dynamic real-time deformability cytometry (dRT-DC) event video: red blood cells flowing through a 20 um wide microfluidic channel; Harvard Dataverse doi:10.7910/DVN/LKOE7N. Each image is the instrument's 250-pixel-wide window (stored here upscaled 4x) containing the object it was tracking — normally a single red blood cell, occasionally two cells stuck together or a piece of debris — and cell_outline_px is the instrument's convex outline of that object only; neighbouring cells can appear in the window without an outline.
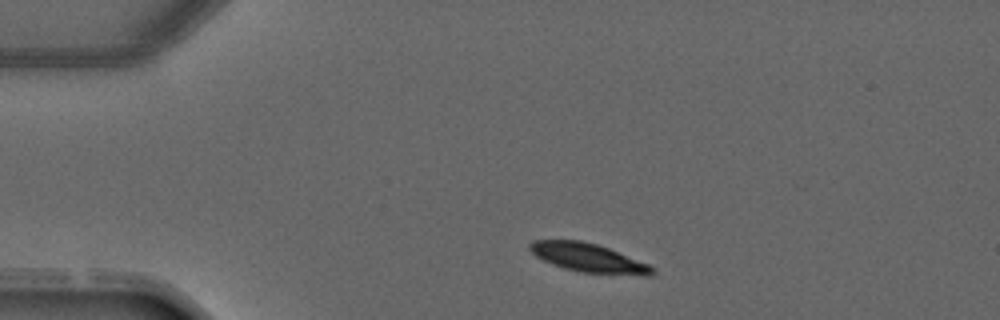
{"species": "common noctule bat (a hibernating species)", "species_latin": "Nyctalus noctula", "temperature_condition": "warm", "stored_images_in_passage": 5, "camera_frame_rate_fps": 3000, "um_per_image_px": 0.085, "animal": {"sex": "male", "forearm_length_mm": 52.5}, "frame": {"image": 1, "passage_image": 1, "time_ms": 0.0, "image_size_px": [1000, 320], "cell_outline_px": [[656, 268], [652, 276], [644, 276], [580, 272], [564, 268], [552, 264], [536, 256], [528, 248], [528, 244], [532, 240], [580, 240], [596, 244], [608, 248], [648, 264]], "centroid_in_image_um": [50.02, 21.92], "position_along_channel_um": 35.0, "area_um2": 20.52}}
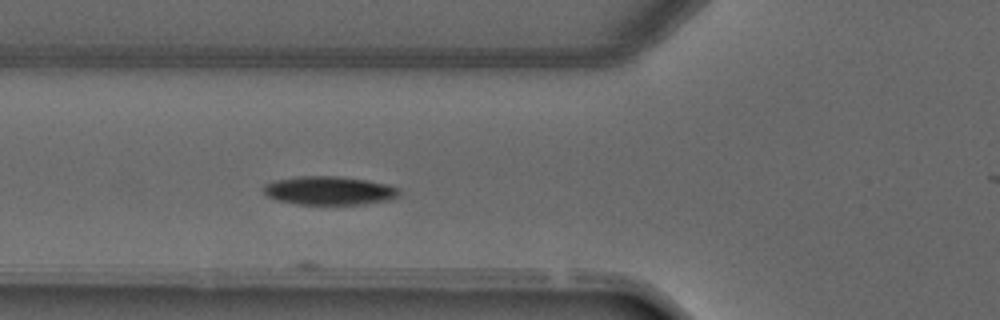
{"frame": {"image": 2, "passage_image": 3, "time_ms": 2.333, "image_size_px": [1000, 320], "cell_outline_px": [[400, 196], [392, 200], [364, 204], [296, 204], [276, 200], [268, 196], [260, 188], [264, 184], [276, 180], [296, 176], [340, 176], [368, 180], [388, 184], [400, 188]], "centroid_in_image_um": [28.02, 16.2], "position_along_channel_um": 97.8, "area_um2": 23.0}}